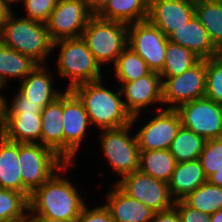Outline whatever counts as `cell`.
Returning <instances> with one entry per match:
<instances>
[{
	"instance_id": "8",
	"label": "cell",
	"mask_w": 222,
	"mask_h": 222,
	"mask_svg": "<svg viewBox=\"0 0 222 222\" xmlns=\"http://www.w3.org/2000/svg\"><path fill=\"white\" fill-rule=\"evenodd\" d=\"M207 59H200L181 75L161 77L162 99L167 109H177L180 105L205 97Z\"/></svg>"
},
{
	"instance_id": "24",
	"label": "cell",
	"mask_w": 222,
	"mask_h": 222,
	"mask_svg": "<svg viewBox=\"0 0 222 222\" xmlns=\"http://www.w3.org/2000/svg\"><path fill=\"white\" fill-rule=\"evenodd\" d=\"M19 143L0 136V188L22 193Z\"/></svg>"
},
{
	"instance_id": "6",
	"label": "cell",
	"mask_w": 222,
	"mask_h": 222,
	"mask_svg": "<svg viewBox=\"0 0 222 222\" xmlns=\"http://www.w3.org/2000/svg\"><path fill=\"white\" fill-rule=\"evenodd\" d=\"M18 162L22 193L28 198L66 163L53 150L40 143H19Z\"/></svg>"
},
{
	"instance_id": "7",
	"label": "cell",
	"mask_w": 222,
	"mask_h": 222,
	"mask_svg": "<svg viewBox=\"0 0 222 222\" xmlns=\"http://www.w3.org/2000/svg\"><path fill=\"white\" fill-rule=\"evenodd\" d=\"M133 125L101 130L100 143L104 156L119 176L133 173L139 169V147L136 135L131 136Z\"/></svg>"
},
{
	"instance_id": "9",
	"label": "cell",
	"mask_w": 222,
	"mask_h": 222,
	"mask_svg": "<svg viewBox=\"0 0 222 222\" xmlns=\"http://www.w3.org/2000/svg\"><path fill=\"white\" fill-rule=\"evenodd\" d=\"M115 184L128 196L142 202L154 212L165 211L174 206L168 183L155 179L139 170L124 175Z\"/></svg>"
},
{
	"instance_id": "33",
	"label": "cell",
	"mask_w": 222,
	"mask_h": 222,
	"mask_svg": "<svg viewBox=\"0 0 222 222\" xmlns=\"http://www.w3.org/2000/svg\"><path fill=\"white\" fill-rule=\"evenodd\" d=\"M199 161L207 178L222 167V137L206 141Z\"/></svg>"
},
{
	"instance_id": "46",
	"label": "cell",
	"mask_w": 222,
	"mask_h": 222,
	"mask_svg": "<svg viewBox=\"0 0 222 222\" xmlns=\"http://www.w3.org/2000/svg\"><path fill=\"white\" fill-rule=\"evenodd\" d=\"M210 222H222V209H219L215 213L211 214Z\"/></svg>"
},
{
	"instance_id": "29",
	"label": "cell",
	"mask_w": 222,
	"mask_h": 222,
	"mask_svg": "<svg viewBox=\"0 0 222 222\" xmlns=\"http://www.w3.org/2000/svg\"><path fill=\"white\" fill-rule=\"evenodd\" d=\"M206 141L202 136L181 126L169 150L177 163L192 161L199 159Z\"/></svg>"
},
{
	"instance_id": "40",
	"label": "cell",
	"mask_w": 222,
	"mask_h": 222,
	"mask_svg": "<svg viewBox=\"0 0 222 222\" xmlns=\"http://www.w3.org/2000/svg\"><path fill=\"white\" fill-rule=\"evenodd\" d=\"M110 0H86L89 11L93 15H98Z\"/></svg>"
},
{
	"instance_id": "35",
	"label": "cell",
	"mask_w": 222,
	"mask_h": 222,
	"mask_svg": "<svg viewBox=\"0 0 222 222\" xmlns=\"http://www.w3.org/2000/svg\"><path fill=\"white\" fill-rule=\"evenodd\" d=\"M57 3L58 0H24L26 16L23 17L45 24Z\"/></svg>"
},
{
	"instance_id": "45",
	"label": "cell",
	"mask_w": 222,
	"mask_h": 222,
	"mask_svg": "<svg viewBox=\"0 0 222 222\" xmlns=\"http://www.w3.org/2000/svg\"><path fill=\"white\" fill-rule=\"evenodd\" d=\"M212 58L215 61L222 63V42L214 46V53H213Z\"/></svg>"
},
{
	"instance_id": "30",
	"label": "cell",
	"mask_w": 222,
	"mask_h": 222,
	"mask_svg": "<svg viewBox=\"0 0 222 222\" xmlns=\"http://www.w3.org/2000/svg\"><path fill=\"white\" fill-rule=\"evenodd\" d=\"M199 60L200 58L190 49L168 40L165 63L159 74L161 77L181 75L184 71L194 66Z\"/></svg>"
},
{
	"instance_id": "15",
	"label": "cell",
	"mask_w": 222,
	"mask_h": 222,
	"mask_svg": "<svg viewBox=\"0 0 222 222\" xmlns=\"http://www.w3.org/2000/svg\"><path fill=\"white\" fill-rule=\"evenodd\" d=\"M124 105L131 114V124L134 125L139 119L142 109H147L151 104L163 105L162 79L159 73L151 71L146 76L132 82H125L120 86Z\"/></svg>"
},
{
	"instance_id": "14",
	"label": "cell",
	"mask_w": 222,
	"mask_h": 222,
	"mask_svg": "<svg viewBox=\"0 0 222 222\" xmlns=\"http://www.w3.org/2000/svg\"><path fill=\"white\" fill-rule=\"evenodd\" d=\"M135 133L139 150H169L182 126L176 109H160Z\"/></svg>"
},
{
	"instance_id": "22",
	"label": "cell",
	"mask_w": 222,
	"mask_h": 222,
	"mask_svg": "<svg viewBox=\"0 0 222 222\" xmlns=\"http://www.w3.org/2000/svg\"><path fill=\"white\" fill-rule=\"evenodd\" d=\"M206 181L199 159L178 162L168 182L171 197L174 201L183 200Z\"/></svg>"
},
{
	"instance_id": "23",
	"label": "cell",
	"mask_w": 222,
	"mask_h": 222,
	"mask_svg": "<svg viewBox=\"0 0 222 222\" xmlns=\"http://www.w3.org/2000/svg\"><path fill=\"white\" fill-rule=\"evenodd\" d=\"M38 63L29 56L11 49L0 41V89L7 87L8 79L24 80Z\"/></svg>"
},
{
	"instance_id": "26",
	"label": "cell",
	"mask_w": 222,
	"mask_h": 222,
	"mask_svg": "<svg viewBox=\"0 0 222 222\" xmlns=\"http://www.w3.org/2000/svg\"><path fill=\"white\" fill-rule=\"evenodd\" d=\"M170 150H140L139 171L151 177L169 182L176 167Z\"/></svg>"
},
{
	"instance_id": "37",
	"label": "cell",
	"mask_w": 222,
	"mask_h": 222,
	"mask_svg": "<svg viewBox=\"0 0 222 222\" xmlns=\"http://www.w3.org/2000/svg\"><path fill=\"white\" fill-rule=\"evenodd\" d=\"M78 222H114L108 208L104 205L89 208L85 204L81 214L78 217Z\"/></svg>"
},
{
	"instance_id": "3",
	"label": "cell",
	"mask_w": 222,
	"mask_h": 222,
	"mask_svg": "<svg viewBox=\"0 0 222 222\" xmlns=\"http://www.w3.org/2000/svg\"><path fill=\"white\" fill-rule=\"evenodd\" d=\"M12 12L0 30V41L23 55L29 56L38 64H45L53 51V41L46 25L18 17Z\"/></svg>"
},
{
	"instance_id": "1",
	"label": "cell",
	"mask_w": 222,
	"mask_h": 222,
	"mask_svg": "<svg viewBox=\"0 0 222 222\" xmlns=\"http://www.w3.org/2000/svg\"><path fill=\"white\" fill-rule=\"evenodd\" d=\"M75 163H65L29 197V217H46L54 220L78 218L85 202L69 179L61 175ZM57 173H60L57 174Z\"/></svg>"
},
{
	"instance_id": "11",
	"label": "cell",
	"mask_w": 222,
	"mask_h": 222,
	"mask_svg": "<svg viewBox=\"0 0 222 222\" xmlns=\"http://www.w3.org/2000/svg\"><path fill=\"white\" fill-rule=\"evenodd\" d=\"M167 42L168 37L148 19L128 25V46L144 59L151 71H162Z\"/></svg>"
},
{
	"instance_id": "2",
	"label": "cell",
	"mask_w": 222,
	"mask_h": 222,
	"mask_svg": "<svg viewBox=\"0 0 222 222\" xmlns=\"http://www.w3.org/2000/svg\"><path fill=\"white\" fill-rule=\"evenodd\" d=\"M103 82L102 79L86 82L72 89L83 102L91 125L101 131L130 124L132 116L125 108L121 90L114 92Z\"/></svg>"
},
{
	"instance_id": "43",
	"label": "cell",
	"mask_w": 222,
	"mask_h": 222,
	"mask_svg": "<svg viewBox=\"0 0 222 222\" xmlns=\"http://www.w3.org/2000/svg\"><path fill=\"white\" fill-rule=\"evenodd\" d=\"M207 181L222 188V167L218 171L210 175L207 178Z\"/></svg>"
},
{
	"instance_id": "13",
	"label": "cell",
	"mask_w": 222,
	"mask_h": 222,
	"mask_svg": "<svg viewBox=\"0 0 222 222\" xmlns=\"http://www.w3.org/2000/svg\"><path fill=\"white\" fill-rule=\"evenodd\" d=\"M63 133L64 161L75 163L76 152L80 148L87 130L91 126L83 102L72 91H63Z\"/></svg>"
},
{
	"instance_id": "27",
	"label": "cell",
	"mask_w": 222,
	"mask_h": 222,
	"mask_svg": "<svg viewBox=\"0 0 222 222\" xmlns=\"http://www.w3.org/2000/svg\"><path fill=\"white\" fill-rule=\"evenodd\" d=\"M113 66V74L117 78L119 86L125 82L135 81L151 72L144 59L129 46L122 51Z\"/></svg>"
},
{
	"instance_id": "31",
	"label": "cell",
	"mask_w": 222,
	"mask_h": 222,
	"mask_svg": "<svg viewBox=\"0 0 222 222\" xmlns=\"http://www.w3.org/2000/svg\"><path fill=\"white\" fill-rule=\"evenodd\" d=\"M29 198L14 190L0 188V222L28 221Z\"/></svg>"
},
{
	"instance_id": "44",
	"label": "cell",
	"mask_w": 222,
	"mask_h": 222,
	"mask_svg": "<svg viewBox=\"0 0 222 222\" xmlns=\"http://www.w3.org/2000/svg\"><path fill=\"white\" fill-rule=\"evenodd\" d=\"M28 222H78V218L69 220H54L46 217H29Z\"/></svg>"
},
{
	"instance_id": "25",
	"label": "cell",
	"mask_w": 222,
	"mask_h": 222,
	"mask_svg": "<svg viewBox=\"0 0 222 222\" xmlns=\"http://www.w3.org/2000/svg\"><path fill=\"white\" fill-rule=\"evenodd\" d=\"M148 14L149 0H110L97 16L129 25L147 20Z\"/></svg>"
},
{
	"instance_id": "28",
	"label": "cell",
	"mask_w": 222,
	"mask_h": 222,
	"mask_svg": "<svg viewBox=\"0 0 222 222\" xmlns=\"http://www.w3.org/2000/svg\"><path fill=\"white\" fill-rule=\"evenodd\" d=\"M195 16L207 30L214 46L222 42V0L196 1Z\"/></svg>"
},
{
	"instance_id": "47",
	"label": "cell",
	"mask_w": 222,
	"mask_h": 222,
	"mask_svg": "<svg viewBox=\"0 0 222 222\" xmlns=\"http://www.w3.org/2000/svg\"><path fill=\"white\" fill-rule=\"evenodd\" d=\"M4 1H5L10 7H12L13 4L15 5V4H17L18 2H19V4H20V2L23 3L24 0H4Z\"/></svg>"
},
{
	"instance_id": "17",
	"label": "cell",
	"mask_w": 222,
	"mask_h": 222,
	"mask_svg": "<svg viewBox=\"0 0 222 222\" xmlns=\"http://www.w3.org/2000/svg\"><path fill=\"white\" fill-rule=\"evenodd\" d=\"M105 206L114 222H151L154 211L125 194L115 183L106 194Z\"/></svg>"
},
{
	"instance_id": "42",
	"label": "cell",
	"mask_w": 222,
	"mask_h": 222,
	"mask_svg": "<svg viewBox=\"0 0 222 222\" xmlns=\"http://www.w3.org/2000/svg\"><path fill=\"white\" fill-rule=\"evenodd\" d=\"M0 91H2L0 89ZM6 97L0 94V136L3 135L5 125Z\"/></svg>"
},
{
	"instance_id": "4",
	"label": "cell",
	"mask_w": 222,
	"mask_h": 222,
	"mask_svg": "<svg viewBox=\"0 0 222 222\" xmlns=\"http://www.w3.org/2000/svg\"><path fill=\"white\" fill-rule=\"evenodd\" d=\"M56 48H60L56 73L59 77H68L70 80L65 90H72L82 83L104 79L101 73L103 67L96 61L82 37L55 41L53 49Z\"/></svg>"
},
{
	"instance_id": "18",
	"label": "cell",
	"mask_w": 222,
	"mask_h": 222,
	"mask_svg": "<svg viewBox=\"0 0 222 222\" xmlns=\"http://www.w3.org/2000/svg\"><path fill=\"white\" fill-rule=\"evenodd\" d=\"M41 122V112H5L2 136L12 142L41 144Z\"/></svg>"
},
{
	"instance_id": "41",
	"label": "cell",
	"mask_w": 222,
	"mask_h": 222,
	"mask_svg": "<svg viewBox=\"0 0 222 222\" xmlns=\"http://www.w3.org/2000/svg\"><path fill=\"white\" fill-rule=\"evenodd\" d=\"M11 13L12 8L4 0H0V30Z\"/></svg>"
},
{
	"instance_id": "10",
	"label": "cell",
	"mask_w": 222,
	"mask_h": 222,
	"mask_svg": "<svg viewBox=\"0 0 222 222\" xmlns=\"http://www.w3.org/2000/svg\"><path fill=\"white\" fill-rule=\"evenodd\" d=\"M93 16L86 0H58L45 25L53 42L80 38Z\"/></svg>"
},
{
	"instance_id": "19",
	"label": "cell",
	"mask_w": 222,
	"mask_h": 222,
	"mask_svg": "<svg viewBox=\"0 0 222 222\" xmlns=\"http://www.w3.org/2000/svg\"><path fill=\"white\" fill-rule=\"evenodd\" d=\"M63 94L41 111V144L64 160Z\"/></svg>"
},
{
	"instance_id": "34",
	"label": "cell",
	"mask_w": 222,
	"mask_h": 222,
	"mask_svg": "<svg viewBox=\"0 0 222 222\" xmlns=\"http://www.w3.org/2000/svg\"><path fill=\"white\" fill-rule=\"evenodd\" d=\"M205 97L222 104V63L207 59Z\"/></svg>"
},
{
	"instance_id": "12",
	"label": "cell",
	"mask_w": 222,
	"mask_h": 222,
	"mask_svg": "<svg viewBox=\"0 0 222 222\" xmlns=\"http://www.w3.org/2000/svg\"><path fill=\"white\" fill-rule=\"evenodd\" d=\"M176 110L183 127L206 140L222 137V104L204 97L184 103Z\"/></svg>"
},
{
	"instance_id": "21",
	"label": "cell",
	"mask_w": 222,
	"mask_h": 222,
	"mask_svg": "<svg viewBox=\"0 0 222 222\" xmlns=\"http://www.w3.org/2000/svg\"><path fill=\"white\" fill-rule=\"evenodd\" d=\"M168 40L190 49L200 59H208L214 53V45L209 38L208 32L196 16L185 25L174 30L168 36Z\"/></svg>"
},
{
	"instance_id": "32",
	"label": "cell",
	"mask_w": 222,
	"mask_h": 222,
	"mask_svg": "<svg viewBox=\"0 0 222 222\" xmlns=\"http://www.w3.org/2000/svg\"><path fill=\"white\" fill-rule=\"evenodd\" d=\"M183 200L189 206L211 215L222 209V188L206 181Z\"/></svg>"
},
{
	"instance_id": "48",
	"label": "cell",
	"mask_w": 222,
	"mask_h": 222,
	"mask_svg": "<svg viewBox=\"0 0 222 222\" xmlns=\"http://www.w3.org/2000/svg\"><path fill=\"white\" fill-rule=\"evenodd\" d=\"M11 222H28V221H11Z\"/></svg>"
},
{
	"instance_id": "36",
	"label": "cell",
	"mask_w": 222,
	"mask_h": 222,
	"mask_svg": "<svg viewBox=\"0 0 222 222\" xmlns=\"http://www.w3.org/2000/svg\"><path fill=\"white\" fill-rule=\"evenodd\" d=\"M174 207L177 209L181 222H210L211 215L205 214L191 206L184 200L175 201Z\"/></svg>"
},
{
	"instance_id": "16",
	"label": "cell",
	"mask_w": 222,
	"mask_h": 222,
	"mask_svg": "<svg viewBox=\"0 0 222 222\" xmlns=\"http://www.w3.org/2000/svg\"><path fill=\"white\" fill-rule=\"evenodd\" d=\"M195 16L192 0H149L148 20L166 37Z\"/></svg>"
},
{
	"instance_id": "5",
	"label": "cell",
	"mask_w": 222,
	"mask_h": 222,
	"mask_svg": "<svg viewBox=\"0 0 222 222\" xmlns=\"http://www.w3.org/2000/svg\"><path fill=\"white\" fill-rule=\"evenodd\" d=\"M81 37L101 67L111 63L114 65L128 46V25L94 15L87 22Z\"/></svg>"
},
{
	"instance_id": "39",
	"label": "cell",
	"mask_w": 222,
	"mask_h": 222,
	"mask_svg": "<svg viewBox=\"0 0 222 222\" xmlns=\"http://www.w3.org/2000/svg\"><path fill=\"white\" fill-rule=\"evenodd\" d=\"M151 222H181L177 209L173 206L172 208L155 212Z\"/></svg>"
},
{
	"instance_id": "38",
	"label": "cell",
	"mask_w": 222,
	"mask_h": 222,
	"mask_svg": "<svg viewBox=\"0 0 222 222\" xmlns=\"http://www.w3.org/2000/svg\"><path fill=\"white\" fill-rule=\"evenodd\" d=\"M10 106L6 102L5 112H41L44 108L40 103H32L28 101L19 91L11 99Z\"/></svg>"
},
{
	"instance_id": "20",
	"label": "cell",
	"mask_w": 222,
	"mask_h": 222,
	"mask_svg": "<svg viewBox=\"0 0 222 222\" xmlns=\"http://www.w3.org/2000/svg\"><path fill=\"white\" fill-rule=\"evenodd\" d=\"M45 65L38 64L18 87V91L28 98L29 102L40 103L43 107L63 94L61 91L53 89V74L48 71Z\"/></svg>"
}]
</instances>
